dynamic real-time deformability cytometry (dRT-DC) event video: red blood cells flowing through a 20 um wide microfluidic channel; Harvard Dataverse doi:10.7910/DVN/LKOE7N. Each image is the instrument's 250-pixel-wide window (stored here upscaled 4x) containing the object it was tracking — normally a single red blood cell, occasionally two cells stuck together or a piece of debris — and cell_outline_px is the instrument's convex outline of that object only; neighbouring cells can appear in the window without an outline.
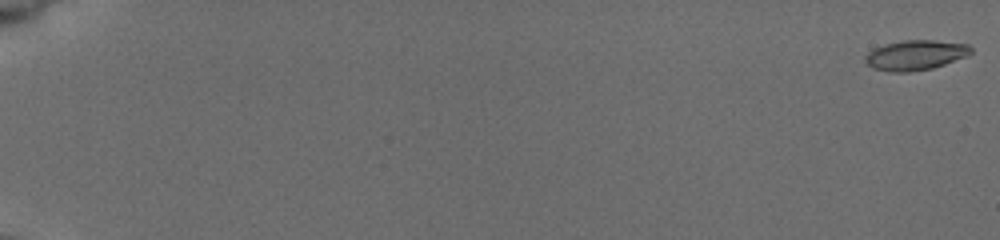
{"species": "common noctule bat (a hibernating species)", "species_latin": "Nyctalus noctula", "temperature_condition": "cold", "stored_images_in_passage": 57, "camera_frame_rate_fps": 3000, "um_per_image_px": 0.085, "animal": {"sex": "female", "body_mass_g": 19.5, "forearm_length_mm": 54.1}, "frame": {"image": 1, "passage_image": 1, "time_ms": 0.0, "image_size_px": [1000, 240], "cell_outline_px": [[972, 52], [968, 56], [932, 68], [904, 72], [892, 72], [872, 68], [864, 60], [864, 56], [868, 52], [884, 44], [904, 40], [932, 40], [968, 44], [972, 48]], "centroid_in_image_um": [77.81, 4.68], "position_along_channel_um": 7.2, "area_um2": 18.38}}
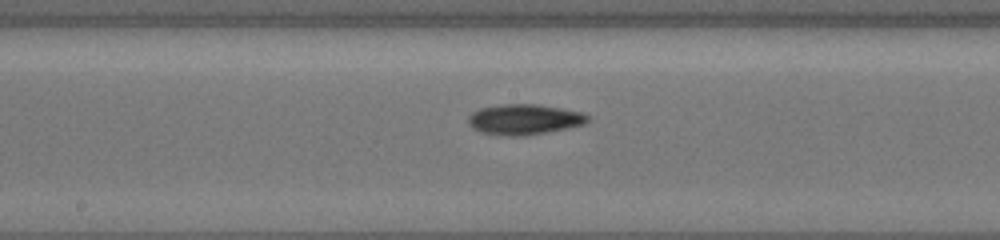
{"frame": {"image": 2, "passage_image": 33, "time_ms": 10.667, "image_size_px": [1000, 240], "cell_outline_px": [[588, 120], [584, 124], [568, 128], [524, 136], [508, 136], [484, 132], [472, 128], [468, 124], [468, 116], [472, 112], [480, 108], [500, 104], [540, 104], [580, 112], [588, 116]], "centroid_in_image_um": [44.53, 10.14], "position_along_channel_um": 203.7, "area_um2": 21.1}}
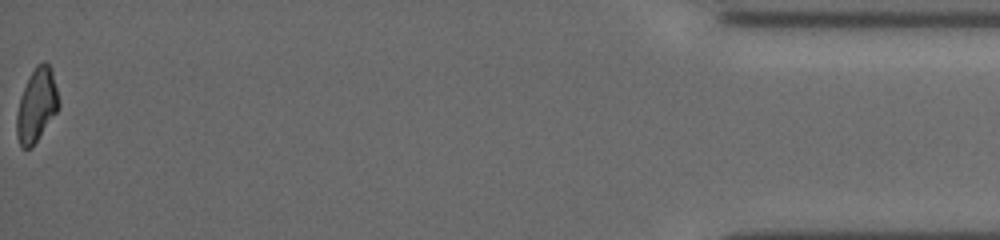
{"frame": {"image": 3, "passage_image": 57, "time_ms": 18.667, "image_size_px": [1000, 240], "cell_outline_px": [[60, 104], [56, 112], [36, 140], [28, 148], [20, 148], [16, 136], [16, 116], [20, 96], [36, 64], [44, 60], [52, 68]], "centroid_in_image_um": [3.1, 8.91], "position_along_channel_um": 432.1, "area_um2": 17.74}, "authors_computed_cell_mechanics": {"area_um2": 18.785, "velocity_mm_per_s": 3.8509, "shape_relaxation_time_tau1_ms": 3.6855, "shape_relaxation_time_tau2_ms": null, "deformation_change_tau1": 0.1394, "deformation_change_tau2": null}}